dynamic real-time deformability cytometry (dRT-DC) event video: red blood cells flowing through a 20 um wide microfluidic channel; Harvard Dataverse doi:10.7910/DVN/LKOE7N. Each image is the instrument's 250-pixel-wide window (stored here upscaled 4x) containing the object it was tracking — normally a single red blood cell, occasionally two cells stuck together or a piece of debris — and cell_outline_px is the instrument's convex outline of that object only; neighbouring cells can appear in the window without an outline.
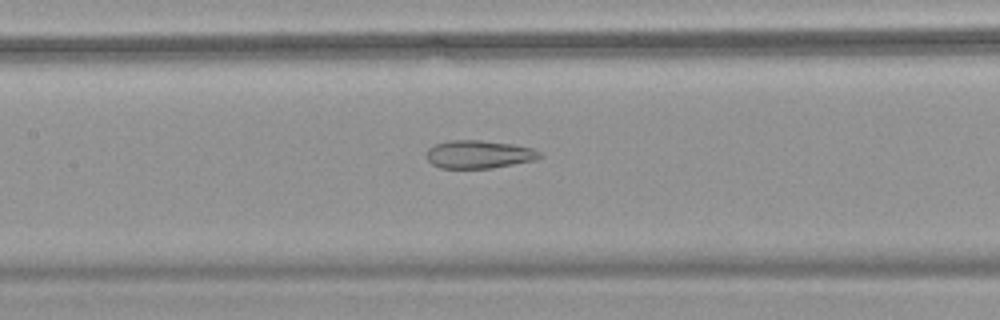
{"species": "common noctule bat (a hibernating species)", "species_latin": "Nyctalus noctula", "temperature_condition": "warm", "stored_images_in_passage": 55, "camera_frame_rate_fps": 3000, "um_per_image_px": 0.085, "animal": {"sex": "female", "body_mass_g": 18.4}, "frame": {"image": 1, "passage_image": 27, "time_ms": 8.667, "image_size_px": [1000, 320], "cell_outline_px": [[544, 156], [536, 160], [492, 168], [440, 168], [432, 164], [428, 160], [428, 148], [436, 144], [448, 140], [480, 140], [512, 144], [532, 148], [540, 152]], "centroid_in_image_um": [40.74, 13.12], "position_along_channel_um": 166.7, "area_um2": 18.5}}
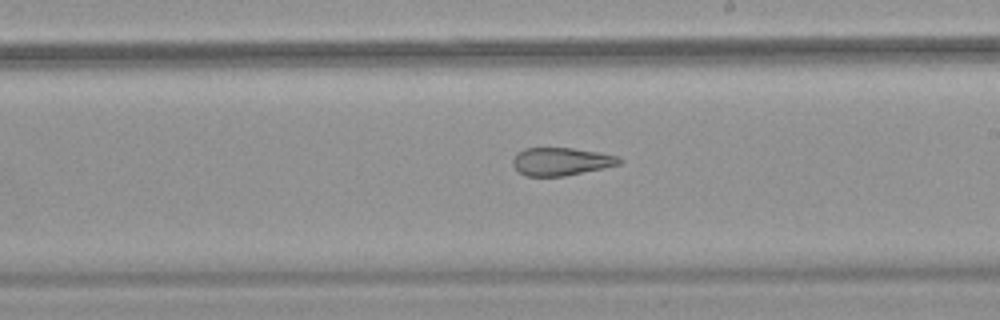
{"frame": {"image": 2, "passage_image": 33, "time_ms": 10.667, "image_size_px": [1000, 320], "cell_outline_px": [[624, 160], [620, 164], [604, 168], [564, 176], [524, 176], [512, 164], [512, 160], [516, 152], [524, 148], [572, 148], [620, 156]], "centroid_in_image_um": [47.69, 13.72], "position_along_channel_um": 241.3, "area_um2": 17.4}}
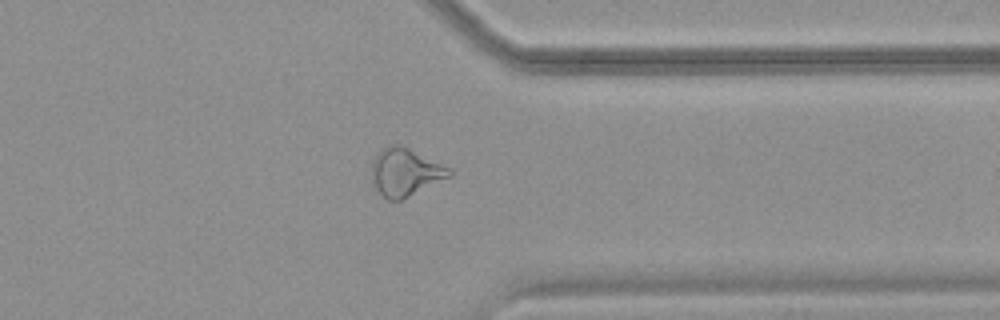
{"frame": {"image": 3, "passage_image": 44, "time_ms": 14.333, "image_size_px": [1000, 320], "cell_outline_px": [[452, 176], [400, 200], [388, 200], [376, 188], [372, 180], [372, 164], [376, 156], [384, 148], [396, 144], [408, 148], [452, 168]], "centroid_in_image_um": [34.49, 14.64], "position_along_channel_um": 376.9, "area_um2": 21.15}, "authors_computed_cell_mechanics": {"area_um2": 23.409, "velocity_mm_per_s": 3.75, "shape_relaxation_time_tau1_ms": null, "shape_relaxation_time_tau2_ms": 2.313, "deformation_change_tau1": null, "deformation_change_tau2": 0.1178}}